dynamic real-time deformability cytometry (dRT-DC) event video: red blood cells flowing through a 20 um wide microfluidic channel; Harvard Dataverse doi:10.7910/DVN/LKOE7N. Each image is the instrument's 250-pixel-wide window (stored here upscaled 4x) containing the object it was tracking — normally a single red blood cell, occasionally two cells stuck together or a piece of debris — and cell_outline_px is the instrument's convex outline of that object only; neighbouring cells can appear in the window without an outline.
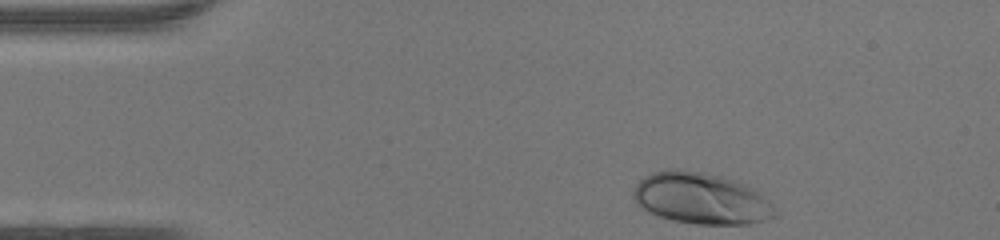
{"species": "human", "species_latin": "Homo sapiens", "temperature_condition": "warm", "stored_images_in_passage": 33, "camera_frame_rate_fps": 3000, "um_per_image_px": 0.085, "donor": {"sex": "female"}, "frame": {"image": 1, "passage_image": 1, "time_ms": 0.0, "image_size_px": [1000, 240], "cell_outline_px": [[780, 212], [776, 216], [764, 220], [748, 224], [696, 224], [672, 220], [660, 216], [640, 208], [636, 204], [632, 196], [632, 192], [636, 184], [644, 176], [652, 172], [668, 168], [676, 168], [704, 172], [720, 176], [744, 184], [752, 188], [768, 200]], "centroid_in_image_um": [59.57, 16.86], "position_along_channel_um": 25.4, "area_um2": 42.66}}
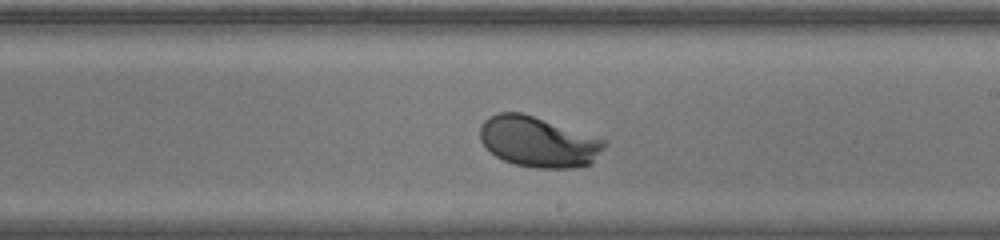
{"frame": {"image": 2, "passage_image": 21, "time_ms": 6.667, "image_size_px": [1000, 240], "cell_outline_px": [[608, 144], [592, 164], [572, 168], [536, 168], [516, 164], [504, 160], [496, 156], [480, 140], [480, 128], [484, 120], [488, 116], [500, 112], [524, 112], [608, 140]], "centroid_in_image_um": [45.81, 12.04], "position_along_channel_um": 243.2, "area_um2": 36.99}}
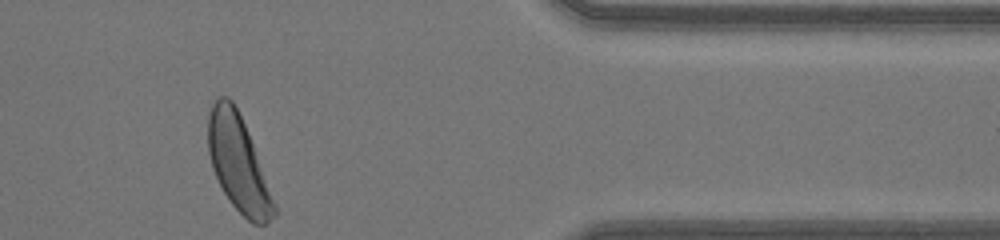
{"frame": {"image": 3, "passage_image": 33, "time_ms": 10.667, "image_size_px": [1000, 240], "cell_outline_px": [[276, 216], [268, 224], [252, 224], [232, 204], [224, 192], [212, 168], [208, 152], [208, 116], [212, 104], [220, 96], [228, 96], [232, 100], [244, 124], [252, 144], [276, 208]], "centroid_in_image_um": [20.22, 13.9], "position_along_channel_um": 391.2, "area_um2": 35.89}, "authors_computed_cell_mechanics": {"area_um2": 36.2406, "velocity_mm_per_s": 4.3345, "shape_relaxation_time_tau1_ms": 1.5335, "shape_relaxation_time_tau2_ms": null, "deformation_change_tau1": 0.1357, "deformation_change_tau2": null}}